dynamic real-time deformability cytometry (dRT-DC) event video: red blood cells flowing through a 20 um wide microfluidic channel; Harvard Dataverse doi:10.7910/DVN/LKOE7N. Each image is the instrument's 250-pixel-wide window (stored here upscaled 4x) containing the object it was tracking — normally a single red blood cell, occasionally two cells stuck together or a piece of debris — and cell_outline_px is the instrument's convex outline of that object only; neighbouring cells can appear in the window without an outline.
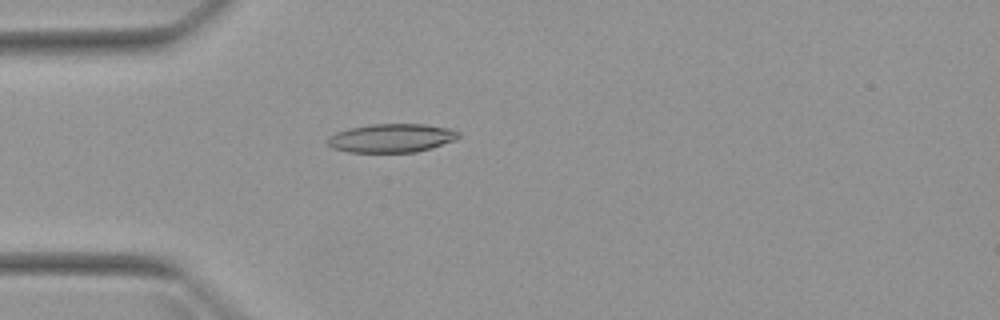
{"species": "Egyptian fruit bat (a non-hibernating species)", "species_latin": "Rousettus aegyptiacus", "temperature_condition": "warm", "stored_images_in_passage": 4, "camera_frame_rate_fps": 3000, "um_per_image_px": 0.085, "animal": {"sex": "female"}, "frame": {"image": 1, "passage_image": 4, "time_ms": 4.333, "image_size_px": [1000, 320], "cell_outline_px": [[460, 136], [456, 140], [432, 148], [416, 152], [348, 152], [332, 148], [328, 144], [328, 136], [336, 132], [348, 128], [372, 124], [424, 124], [452, 128], [460, 132]], "centroid_in_image_um": [33.31, 11.73], "position_along_channel_um": 51.7, "area_um2": 22.08}}